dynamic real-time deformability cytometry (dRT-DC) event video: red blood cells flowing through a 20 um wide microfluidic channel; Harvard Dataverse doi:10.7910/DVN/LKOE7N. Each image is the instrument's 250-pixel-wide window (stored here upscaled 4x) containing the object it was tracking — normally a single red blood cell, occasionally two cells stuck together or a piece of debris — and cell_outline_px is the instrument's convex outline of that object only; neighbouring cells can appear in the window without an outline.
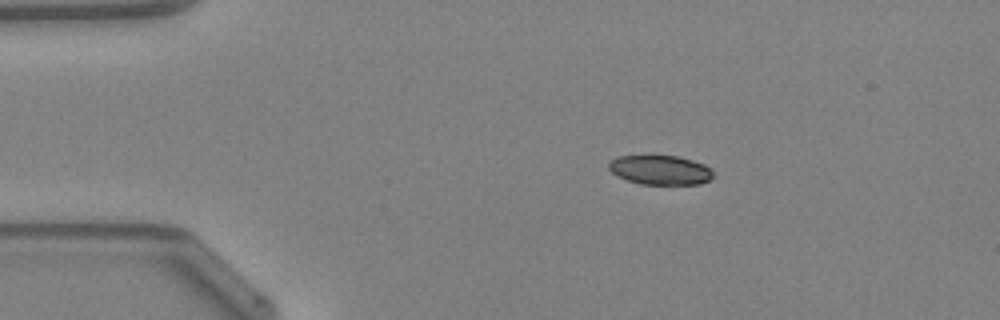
{"species": "Egyptian fruit bat (a non-hibernating species)", "species_latin": "Rousettus aegyptiacus", "temperature_condition": "warm", "stored_images_in_passage": 40, "camera_frame_rate_fps": 3000, "um_per_image_px": 0.085, "animal": {"sex": "female"}, "frame": {"image": 1, "passage_image": 1, "time_ms": 0.0, "image_size_px": [1000, 320], "cell_outline_px": [[712, 176], [708, 180], [700, 184], [640, 184], [628, 180], [612, 172], [608, 168], [608, 164], [612, 160], [620, 156], [676, 156], [692, 160], [704, 164], [712, 168]], "centroid_in_image_um": [56.14, 14.45], "position_along_channel_um": 28.9, "area_um2": 17.63}}
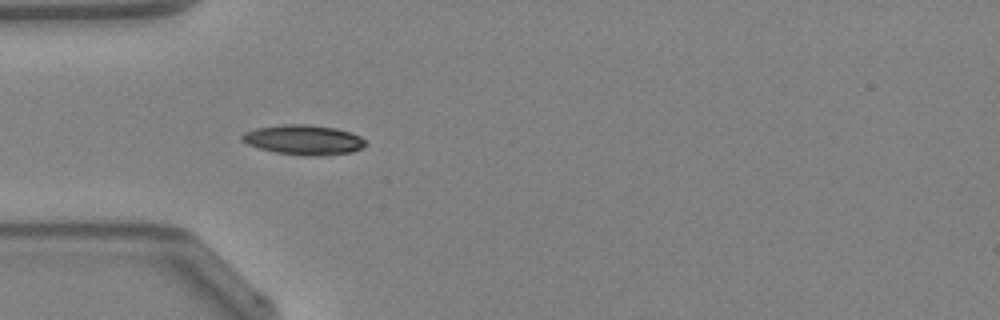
{"frame": {"image": 2, "passage_image": 7, "time_ms": 2.0, "image_size_px": [1000, 320], "cell_outline_px": [[368, 144], [364, 148], [352, 152], [324, 156], [304, 156], [276, 152], [260, 148], [248, 144], [240, 140], [240, 136], [244, 132], [256, 128], [284, 124], [308, 124], [336, 128], [352, 132], [360, 136]], "centroid_in_image_um": [25.85, 11.89], "position_along_channel_um": 59.2, "area_um2": 21.79}}
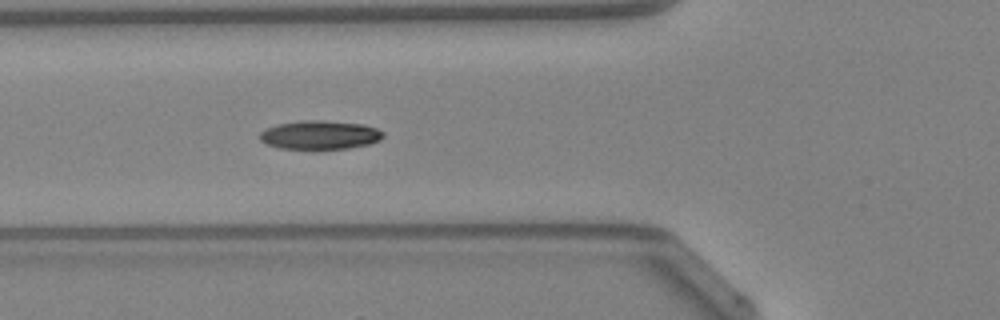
{"frame": {"image": 3, "passage_image": 10, "time_ms": 3.0, "image_size_px": [1000, 320], "cell_outline_px": [[384, 136], [380, 140], [368, 144], [348, 148], [280, 148], [268, 144], [260, 140], [260, 132], [268, 128], [280, 124], [312, 120], [320, 120], [360, 124], [376, 128], [384, 132]], "centroid_in_image_um": [27.23, 11.47], "position_along_channel_um": 98.6, "area_um2": 20.06}, "authors_computed_cell_mechanics": {"area_um2": 20.4901, "velocity_mm_per_s": 4.2628, "shape_relaxation_time_tau1_ms": 3.4693, "shape_relaxation_time_tau2_ms": 7.1795, "deformation_change_tau1": 0.1078, "deformation_change_tau2": 0.1275}}